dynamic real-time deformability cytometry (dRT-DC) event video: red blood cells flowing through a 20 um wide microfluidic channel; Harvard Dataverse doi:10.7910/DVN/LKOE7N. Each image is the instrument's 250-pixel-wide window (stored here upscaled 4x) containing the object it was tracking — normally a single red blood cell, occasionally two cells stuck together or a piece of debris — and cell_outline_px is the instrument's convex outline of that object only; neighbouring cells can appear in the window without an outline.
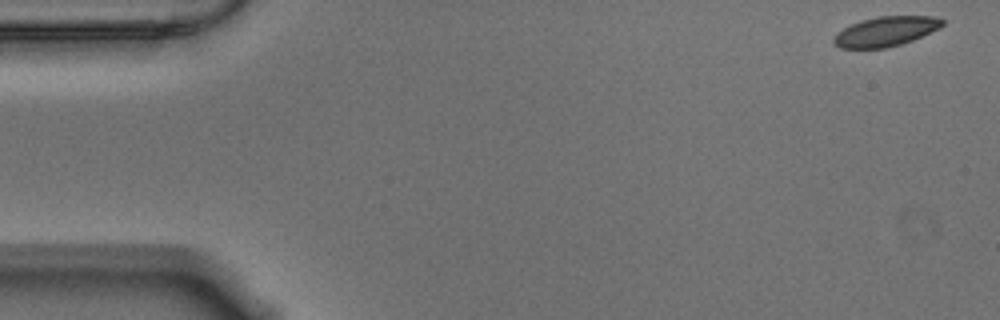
{"species": "Egyptian fruit bat (a non-hibernating species)", "species_latin": "Rousettus aegyptiacus", "temperature_condition": "warm", "stored_images_in_passage": 56, "camera_frame_rate_fps": 3000, "um_per_image_px": 0.085, "animal": {"sex": "male"}, "frame": {"image": 1, "passage_image": 1, "time_ms": 0.0, "image_size_px": [1000, 320], "cell_outline_px": [[944, 24], [940, 28], [912, 40], [900, 44], [884, 48], [840, 48], [832, 44], [832, 40], [836, 32], [860, 20], [880, 16], [932, 16], [944, 20]], "centroid_in_image_um": [75.25, 2.67], "position_along_channel_um": 9.7, "area_um2": 18.79}}
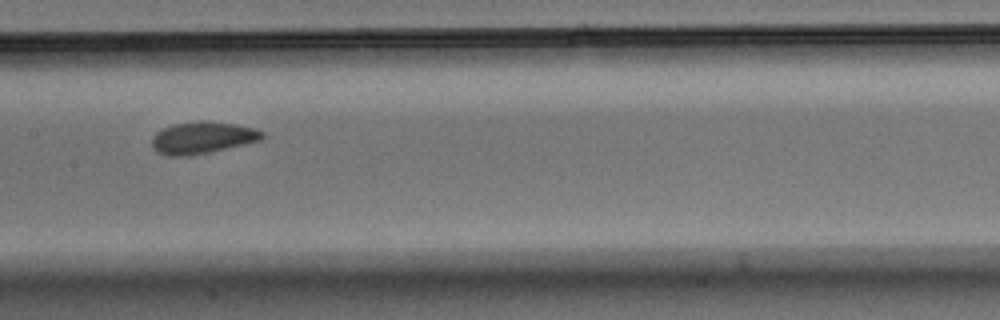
{"frame": {"image": 2, "passage_image": 27, "time_ms": 8.667, "image_size_px": [1000, 320], "cell_outline_px": [[264, 136], [260, 140], [208, 152], [188, 156], [168, 156], [156, 152], [152, 148], [152, 136], [156, 132], [172, 124], [200, 120], [208, 120], [236, 124], [256, 128], [264, 132]], "centroid_in_image_um": [17.17, 11.69], "position_along_channel_um": 190.2, "area_um2": 20.63}}
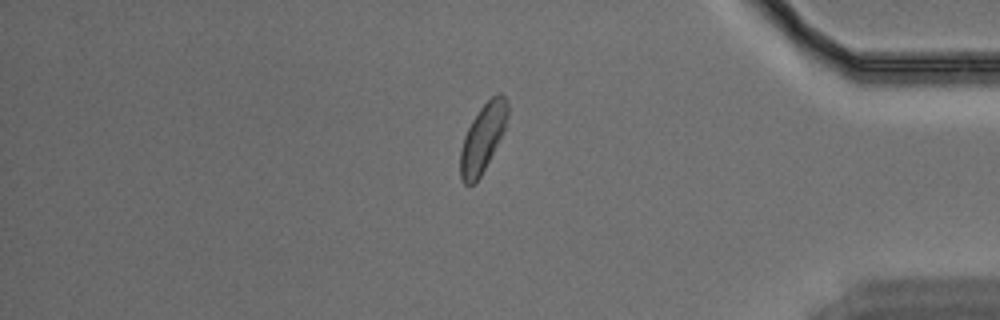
{"frame": {"image": 3, "passage_image": 47, "time_ms": 15.333, "image_size_px": [1000, 320], "cell_outline_px": [[508, 116], [504, 132], [480, 176], [472, 184], [464, 184], [460, 180], [460, 148], [464, 136], [472, 120], [480, 108], [496, 92], [500, 92], [508, 100]], "centroid_in_image_um": [41.04, 11.7], "position_along_channel_um": 394.2, "area_um2": 18.73}, "authors_computed_cell_mechanics": {"area_um2": 19.6231, "velocity_mm_per_s": 3.5101, "shape_relaxation_time_tau1_ms": 4.2842, "shape_relaxation_time_tau2_ms": 1.1961, "deformation_change_tau1": 0.1062, "deformation_change_tau2": 0.0606}}